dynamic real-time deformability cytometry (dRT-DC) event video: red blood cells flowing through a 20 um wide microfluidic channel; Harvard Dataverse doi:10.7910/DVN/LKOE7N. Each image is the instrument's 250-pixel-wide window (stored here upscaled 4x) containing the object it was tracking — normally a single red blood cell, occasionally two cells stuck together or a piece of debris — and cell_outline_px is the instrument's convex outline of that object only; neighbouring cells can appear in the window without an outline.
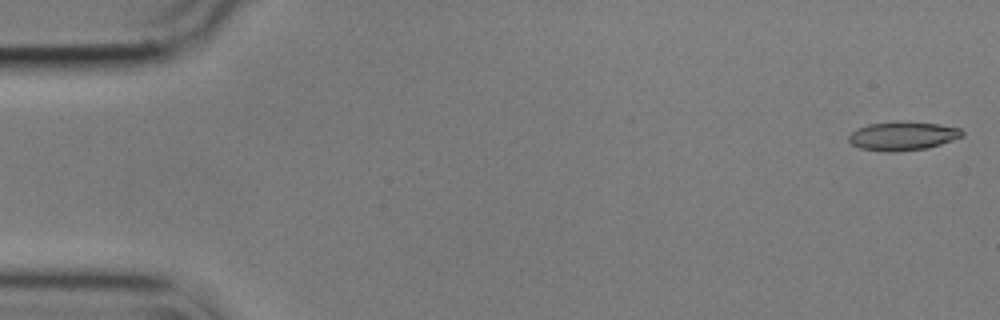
{"species": "common noctule bat (a hibernating species)", "species_latin": "Nyctalus noctula", "temperature_condition": "cold", "stored_images_in_passage": 55, "camera_frame_rate_fps": 3000, "um_per_image_px": 0.085, "animal": {"sex": "male", "body_mass_g": 17.9}, "frame": {"image": 1, "passage_image": 1, "time_ms": 0.0, "image_size_px": [1000, 320], "cell_outline_px": [[964, 136], [928, 148], [896, 152], [888, 152], [860, 148], [852, 144], [848, 140], [848, 136], [856, 128], [868, 124], [900, 120], [940, 124], [960, 128], [964, 132]], "centroid_in_image_um": [76.73, 11.54], "position_along_channel_um": 8.3, "area_um2": 19.31}}
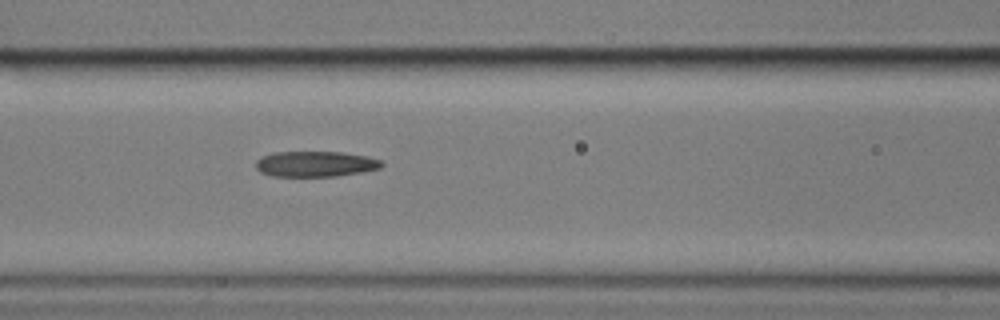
{"frame": {"image": 2, "passage_image": 23, "time_ms": 7.333, "image_size_px": [1000, 320], "cell_outline_px": [[384, 164], [380, 168], [360, 172], [336, 176], [272, 176], [260, 172], [256, 168], [256, 160], [260, 156], [272, 152], [340, 152], [368, 156], [380, 160]], "centroid_in_image_um": [26.77, 13.93], "position_along_channel_um": 139.8, "area_um2": 18.79}}
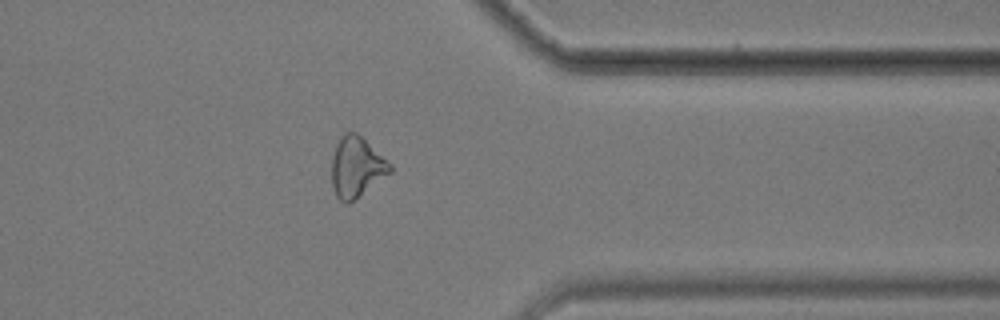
{"frame": {"image": 3, "passage_image": 44, "time_ms": 14.333, "image_size_px": [1000, 320], "cell_outline_px": [[392, 172], [348, 204], [344, 204], [336, 196], [332, 184], [332, 156], [336, 144], [340, 136], [344, 132], [356, 132], [392, 164]], "centroid_in_image_um": [30.3, 14.2], "position_along_channel_um": 381.1, "area_um2": 20.52}, "authors_computed_cell_mechanics": {"area_um2": 19.4786, "velocity_mm_per_s": 3.581, "shape_relaxation_time_tau1_ms": null, "shape_relaxation_time_tau2_ms": 2.0939, "deformation_change_tau1": null, "deformation_change_tau2": 0.107}}